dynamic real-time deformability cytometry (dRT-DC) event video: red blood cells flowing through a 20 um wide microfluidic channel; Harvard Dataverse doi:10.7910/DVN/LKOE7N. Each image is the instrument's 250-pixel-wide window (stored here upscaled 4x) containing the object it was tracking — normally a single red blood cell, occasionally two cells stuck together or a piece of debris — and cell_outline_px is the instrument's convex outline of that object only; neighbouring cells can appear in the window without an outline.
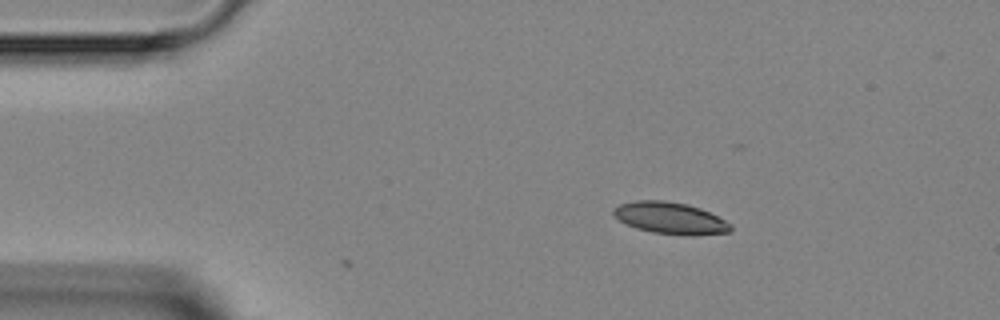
{"species": "Egyptian fruit bat (a non-hibernating species)", "species_latin": "Rousettus aegyptiacus", "temperature_condition": "room temperature", "stored_images_in_passage": 3, "camera_frame_rate_fps": 3000, "um_per_image_px": 0.085, "animal": {"sex": "female"}, "frame": {"image": 1, "passage_image": 1, "time_ms": 0.0, "image_size_px": [1000, 320], "cell_outline_px": [[732, 232], [692, 236], [688, 236], [652, 232], [636, 228], [620, 220], [612, 212], [612, 208], [620, 204], [636, 200], [664, 200], [688, 204], [700, 208], [732, 224]], "centroid_in_image_um": [56.99, 18.54], "position_along_channel_um": 28.0, "area_um2": 21.73}}
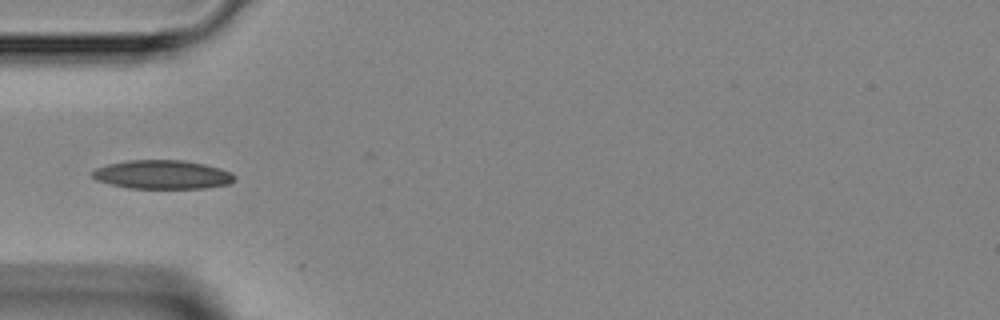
{"frame": {"image": 2, "passage_image": 3, "time_ms": 2.333, "image_size_px": [1000, 320], "cell_outline_px": [[236, 180], [228, 184], [204, 188], [128, 188], [96, 180], [92, 176], [92, 172], [96, 168], [108, 164], [128, 160], [184, 160], [204, 164], [220, 168], [232, 172], [236, 176]], "centroid_in_image_um": [13.84, 14.83], "position_along_channel_um": 71.2, "area_um2": 23.87}}